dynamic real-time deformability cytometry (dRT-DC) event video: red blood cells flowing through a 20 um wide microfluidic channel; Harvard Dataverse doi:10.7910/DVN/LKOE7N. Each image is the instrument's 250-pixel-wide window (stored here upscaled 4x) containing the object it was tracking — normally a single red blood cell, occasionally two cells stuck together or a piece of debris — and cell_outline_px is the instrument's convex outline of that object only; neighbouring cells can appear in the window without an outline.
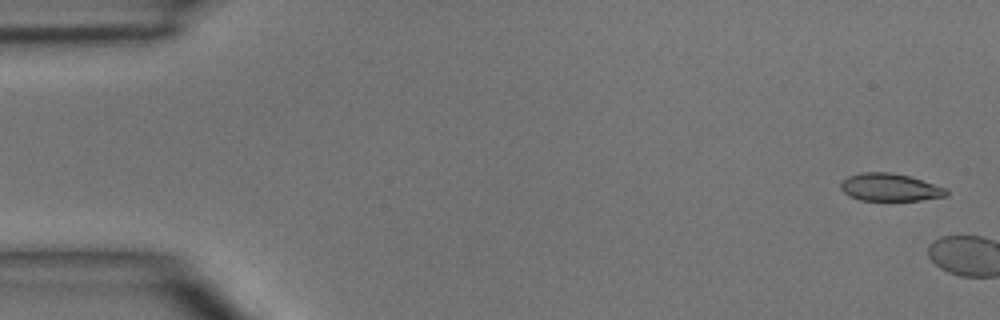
{"species": "common noctule bat (a hibernating species)", "species_latin": "Nyctalus noctula", "temperature_condition": "room temperature", "stored_images_in_passage": 6, "camera_frame_rate_fps": 3000, "um_per_image_px": 0.085, "animal": {"sex": "male", "body_mass_g": 15.6}, "frame": {"image": 1, "passage_image": 1, "time_ms": 0.0, "image_size_px": [1000, 320], "cell_outline_px": [[948, 196], [920, 200], [860, 200], [848, 196], [840, 188], [840, 180], [848, 176], [864, 172], [892, 172], [908, 176], [948, 188]], "centroid_in_image_um": [75.63, 15.92], "position_along_channel_um": 9.4, "area_um2": 17.11}}